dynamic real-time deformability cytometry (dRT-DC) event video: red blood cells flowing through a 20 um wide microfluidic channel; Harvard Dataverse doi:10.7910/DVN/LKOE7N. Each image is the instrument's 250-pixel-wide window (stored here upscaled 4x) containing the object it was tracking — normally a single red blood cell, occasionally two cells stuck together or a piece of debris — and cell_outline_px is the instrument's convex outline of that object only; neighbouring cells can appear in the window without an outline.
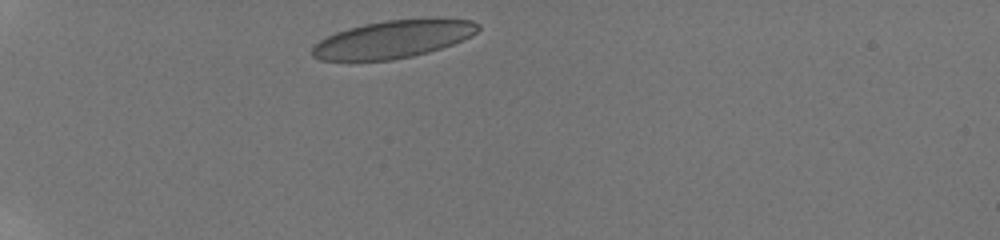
{"species": "human", "species_latin": "Homo sapiens", "temperature_condition": "room temperature", "stored_images_in_passage": 7, "camera_frame_rate_fps": 3000, "um_per_image_px": 0.085, "donor": {"sex": "male"}, "frame": {"image": 1, "passage_image": 2, "time_ms": 0.333, "image_size_px": [1000, 240], "cell_outline_px": [[480, 28], [476, 32], [452, 44], [428, 52], [412, 56], [392, 60], [320, 60], [312, 56], [312, 48], [320, 40], [336, 32], [348, 28], [364, 24], [388, 20], [432, 16], [436, 16], [472, 20], [480, 24]], "centroid_in_image_um": [33.47, 3.29], "position_along_channel_um": 51.5, "area_um2": 36.7}}
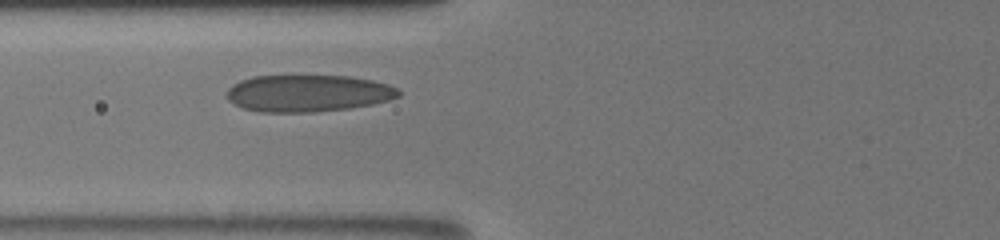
{"frame": {"image": 2, "passage_image": 6, "time_ms": 2.667, "image_size_px": [1000, 240], "cell_outline_px": [[400, 96], [388, 100], [372, 104], [348, 108], [312, 112], [260, 112], [244, 108], [228, 100], [228, 88], [232, 84], [240, 80], [252, 76], [348, 76], [372, 80], [388, 84], [396, 88], [400, 92]], "centroid_in_image_um": [26.17, 7.92], "position_along_channel_um": 99.6, "area_um2": 36.82}}
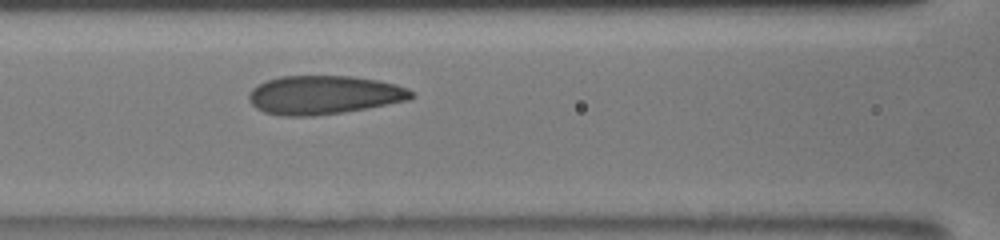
{"frame": {"image": 3, "passage_image": 7, "time_ms": 3.667, "image_size_px": [1000, 240], "cell_outline_px": [[416, 96], [408, 100], [364, 108], [340, 112], [312, 116], [284, 116], [264, 112], [256, 108], [248, 100], [248, 92], [256, 84], [280, 76], [352, 76], [376, 80], [396, 84], [408, 88]], "centroid_in_image_um": [27.49, 8.06], "position_along_channel_um": 139.1, "area_um2": 36.53}}